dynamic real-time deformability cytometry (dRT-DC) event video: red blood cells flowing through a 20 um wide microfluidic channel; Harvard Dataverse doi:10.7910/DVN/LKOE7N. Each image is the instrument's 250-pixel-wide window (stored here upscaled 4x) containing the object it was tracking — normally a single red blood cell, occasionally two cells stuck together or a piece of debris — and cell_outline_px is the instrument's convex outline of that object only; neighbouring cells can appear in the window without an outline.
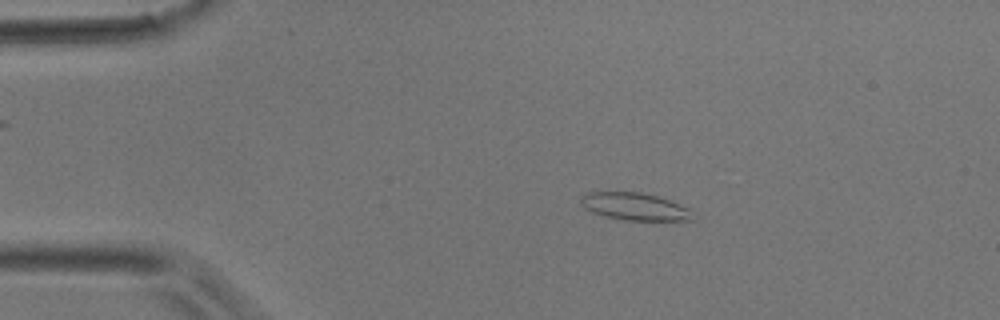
{"species": "common noctule bat (a hibernating species)", "species_latin": "Nyctalus noctula", "temperature_condition": "room temperature", "stored_images_in_passage": 3, "camera_frame_rate_fps": 3000, "um_per_image_px": 0.085, "animal": {"sex": "male", "body_mass_g": 17.9}, "frame": {"image": 1, "passage_image": 2, "time_ms": 0.333, "image_size_px": [1000, 320], "cell_outline_px": [[696, 220], [624, 220], [604, 216], [592, 212], [584, 208], [580, 204], [580, 196], [588, 192], [640, 192], [656, 196], [668, 200], [688, 208]], "centroid_in_image_um": [53.9, 17.56], "position_along_channel_um": 31.1, "area_um2": 17.8}}